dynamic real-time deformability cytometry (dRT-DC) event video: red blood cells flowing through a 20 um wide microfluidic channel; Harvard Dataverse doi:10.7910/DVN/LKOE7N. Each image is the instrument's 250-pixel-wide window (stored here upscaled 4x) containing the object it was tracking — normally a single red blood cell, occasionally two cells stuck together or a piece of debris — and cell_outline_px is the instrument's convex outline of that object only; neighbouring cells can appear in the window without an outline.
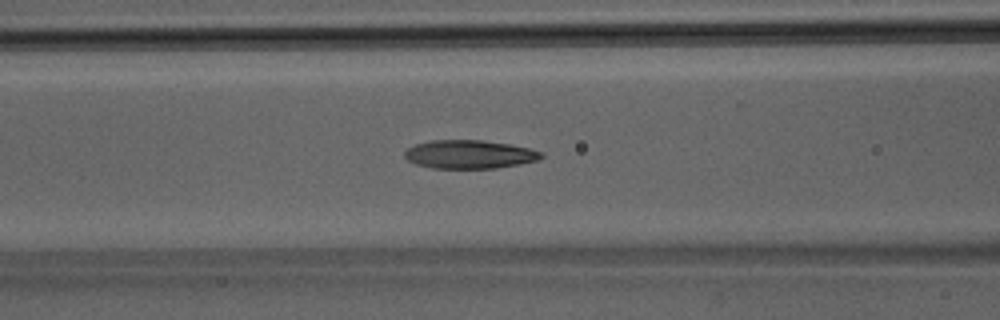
{"species": "Egyptian fruit bat (a non-hibernating species)", "species_latin": "Rousettus aegyptiacus", "temperature_condition": "room temperature", "stored_images_in_passage": 23, "camera_frame_rate_fps": 3000, "um_per_image_px": 0.085, "animal": {"sex": "male"}, "frame": {"image": 1, "passage_image": 4, "time_ms": 1.0, "image_size_px": [1000, 320], "cell_outline_px": [[544, 156], [536, 160], [520, 164], [496, 168], [432, 168], [416, 164], [408, 160], [404, 156], [404, 152], [408, 148], [416, 144], [432, 140], [480, 140], [508, 144], [528, 148], [544, 152]], "centroid_in_image_um": [39.9, 13.12], "position_along_channel_um": 126.7, "area_um2": 22.54}}
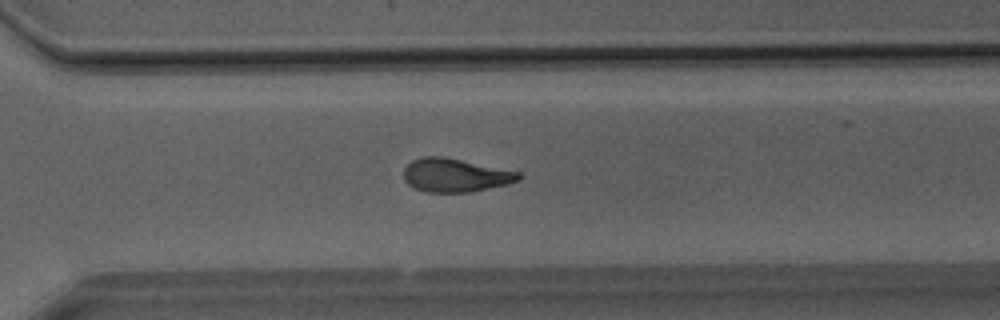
{"frame": {"image": 2, "passage_image": 16, "time_ms": 5.0, "image_size_px": [1000, 320], "cell_outline_px": [[520, 180], [508, 184], [468, 192], [424, 192], [408, 184], [404, 180], [404, 168], [412, 160], [424, 156], [444, 156], [520, 172]], "centroid_in_image_um": [38.68, 14.89], "position_along_channel_um": 331.9, "area_um2": 22.37}}
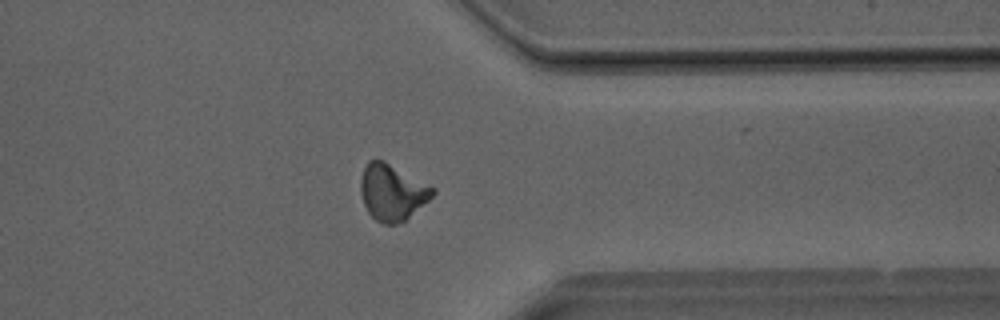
{"frame": {"image": 3, "passage_image": 19, "time_ms": 6.0, "image_size_px": [1000, 320], "cell_outline_px": [[436, 192], [428, 200], [404, 220], [396, 224], [384, 224], [376, 220], [368, 212], [364, 204], [360, 192], [360, 180], [364, 168], [368, 160], [384, 160], [436, 188]], "centroid_in_image_um": [33.32, 16.32], "position_along_channel_um": 378.1, "area_um2": 23.41}}